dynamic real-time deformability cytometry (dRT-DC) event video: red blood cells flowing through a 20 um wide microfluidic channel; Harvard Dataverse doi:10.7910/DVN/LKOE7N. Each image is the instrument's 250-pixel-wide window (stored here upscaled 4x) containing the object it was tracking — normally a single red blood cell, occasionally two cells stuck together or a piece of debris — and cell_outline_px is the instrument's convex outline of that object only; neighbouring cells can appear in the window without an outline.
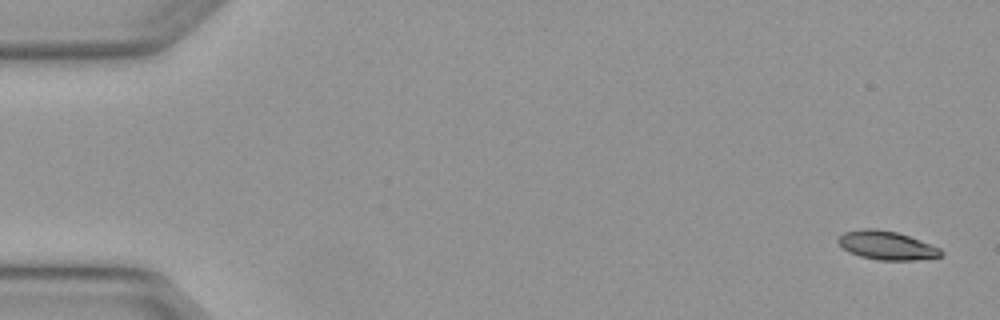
{"species": "Egyptian fruit bat (a non-hibernating species)", "species_latin": "Rousettus aegyptiacus", "temperature_condition": "warm", "stored_images_in_passage": 4, "camera_frame_rate_fps": 3000, "um_per_image_px": 0.085, "animal": {"sex": "female"}, "frame": {"image": 1, "passage_image": 1, "time_ms": 0.0, "image_size_px": [1000, 320], "cell_outline_px": [[944, 252], [940, 256], [916, 260], [880, 260], [860, 256], [848, 252], [836, 240], [844, 232], [864, 228], [876, 228], [896, 232], [920, 240], [940, 248]], "centroid_in_image_um": [75.36, 20.85], "position_along_channel_um": 9.6, "area_um2": 17.05}}
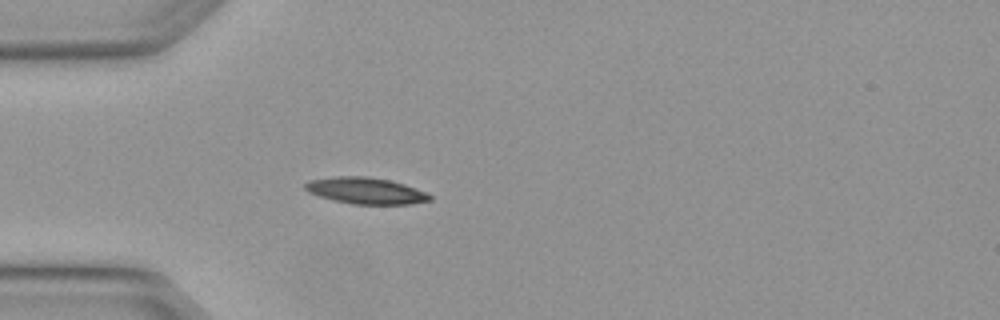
{"frame": {"image": 2, "passage_image": 4, "time_ms": 1.0, "image_size_px": [1000, 320], "cell_outline_px": [[432, 200], [408, 204], [352, 204], [332, 200], [308, 192], [304, 188], [304, 184], [308, 180], [336, 176], [368, 176], [388, 180], [404, 184], [424, 192], [432, 196]], "centroid_in_image_um": [31.04, 16.21], "position_along_channel_um": 54.0, "area_um2": 19.13}}